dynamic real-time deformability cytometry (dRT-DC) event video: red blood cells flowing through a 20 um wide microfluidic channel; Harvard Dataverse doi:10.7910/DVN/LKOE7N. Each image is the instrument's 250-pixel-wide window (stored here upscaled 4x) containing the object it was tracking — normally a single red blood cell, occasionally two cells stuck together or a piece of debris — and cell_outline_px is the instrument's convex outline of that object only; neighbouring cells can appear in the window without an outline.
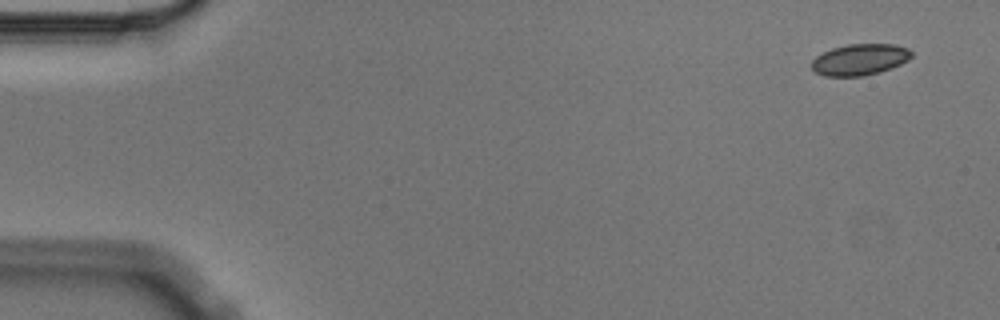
{"species": "Egyptian fruit bat (a non-hibernating species)", "species_latin": "Rousettus aegyptiacus", "temperature_condition": "cold", "stored_images_in_passage": 4, "camera_frame_rate_fps": 3000, "um_per_image_px": 0.085, "animal": {"sex": "male"}, "frame": {"image": 1, "passage_image": 1, "time_ms": 0.0, "image_size_px": [1000, 320], "cell_outline_px": [[912, 56], [908, 60], [900, 64], [880, 72], [864, 76], [824, 76], [816, 72], [812, 68], [812, 60], [816, 56], [832, 48], [848, 44], [896, 44], [908, 48], [912, 52]], "centroid_in_image_um": [73.1, 5.06], "position_along_channel_um": 11.9, "area_um2": 18.21}}